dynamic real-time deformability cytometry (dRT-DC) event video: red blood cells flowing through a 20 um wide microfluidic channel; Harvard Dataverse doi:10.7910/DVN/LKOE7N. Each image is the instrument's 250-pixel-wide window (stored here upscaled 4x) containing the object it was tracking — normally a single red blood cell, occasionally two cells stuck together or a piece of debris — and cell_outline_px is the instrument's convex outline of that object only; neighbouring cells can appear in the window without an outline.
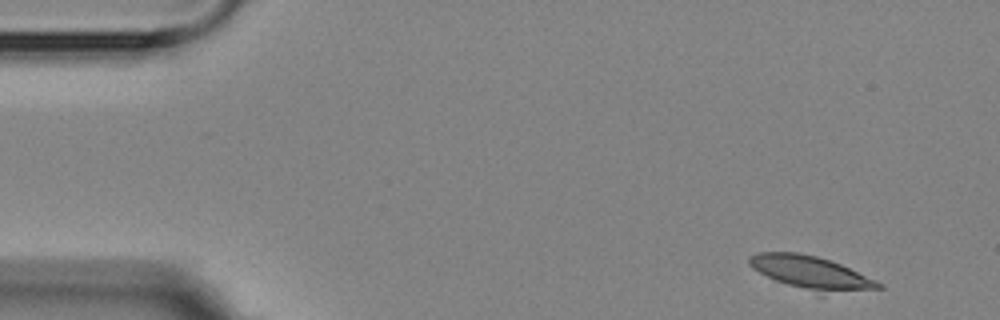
{"species": "Egyptian fruit bat (a non-hibernating species)", "species_latin": "Rousettus aegyptiacus", "temperature_condition": "room temperature", "stored_images_in_passage": 4, "camera_frame_rate_fps": 3000, "um_per_image_px": 0.085, "animal": {"sex": "female"}, "frame": {"image": 1, "passage_image": 1, "time_ms": 0.0, "image_size_px": [1000, 320], "cell_outline_px": [[884, 288], [824, 296], [816, 296], [776, 280], [752, 268], [748, 264], [748, 256], [756, 252], [796, 252], [816, 256], [840, 264], [876, 280], [884, 284]], "centroid_in_image_um": [68.98, 23.24], "position_along_channel_um": 16.0, "area_um2": 25.78}}
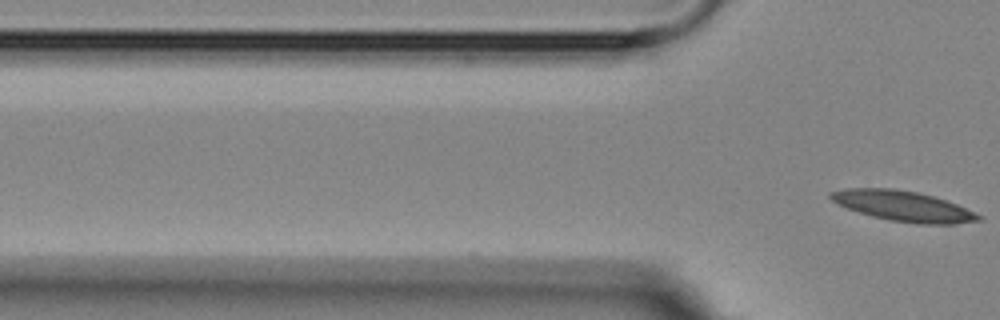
{"frame": {"image": 2, "passage_image": 4, "time_ms": 3.333, "image_size_px": [1000, 320], "cell_outline_px": [[984, 216], [980, 220], [956, 224], [916, 224], [888, 220], [872, 216], [844, 208], [832, 200], [828, 196], [828, 192], [848, 188], [896, 188], [916, 192], [932, 196], [956, 204]], "centroid_in_image_um": [76.74, 17.52], "position_along_channel_um": 49.1, "area_um2": 26.24}}